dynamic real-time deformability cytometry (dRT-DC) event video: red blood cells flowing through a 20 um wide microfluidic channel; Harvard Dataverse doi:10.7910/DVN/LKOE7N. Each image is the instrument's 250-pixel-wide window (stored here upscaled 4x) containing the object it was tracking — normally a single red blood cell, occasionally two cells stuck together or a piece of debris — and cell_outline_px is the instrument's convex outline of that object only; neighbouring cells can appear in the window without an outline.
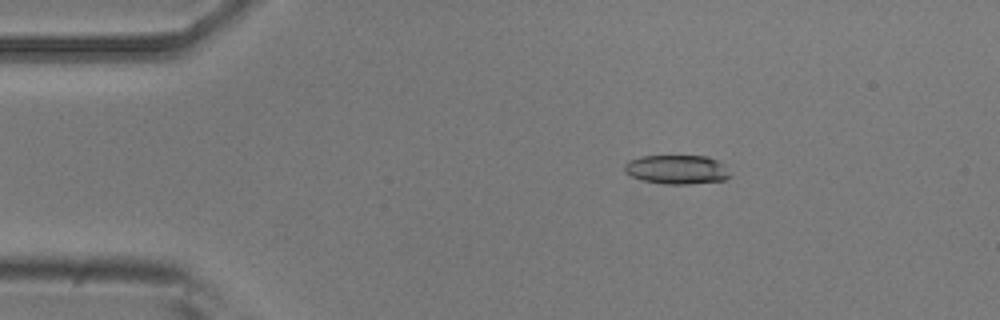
{"species": "common noctule bat (a hibernating species)", "species_latin": "Nyctalus noctula", "temperature_condition": "room temperature", "stored_images_in_passage": 12, "camera_frame_rate_fps": 3000, "um_per_image_px": 0.085, "animal": {"sex": "male", "body_mass_g": 20.5, "forearm_length_mm": 52.5}, "frame": {"image": 1, "passage_image": 1, "time_ms": 0.0, "image_size_px": [1000, 320], "cell_outline_px": [[732, 176], [724, 180], [688, 184], [664, 184], [640, 180], [624, 172], [624, 164], [628, 160], [640, 156], [708, 156], [724, 164]], "centroid_in_image_um": [57.52, 14.41], "position_along_channel_um": 27.5, "area_um2": 18.09}}
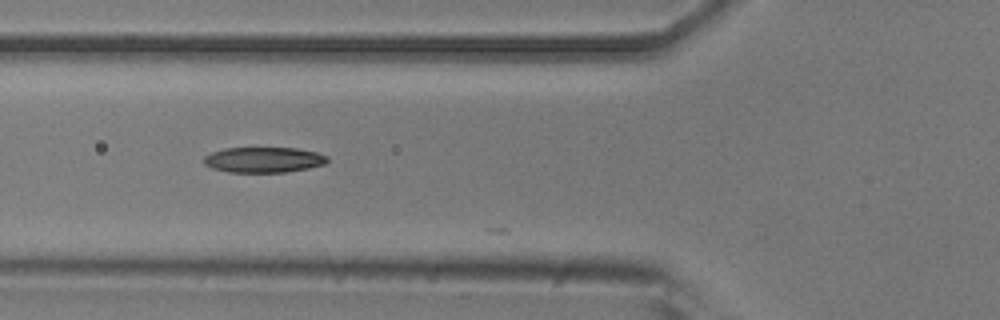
{"frame": {"image": 2, "passage_image": 11, "time_ms": 3.333, "image_size_px": [1000, 320], "cell_outline_px": [[328, 160], [324, 164], [308, 168], [284, 172], [228, 172], [212, 168], [204, 164], [204, 156], [212, 152], [224, 148], [296, 148], [316, 152], [328, 156]], "centroid_in_image_um": [22.4, 13.58], "position_along_channel_um": 103.4, "area_um2": 18.26}}